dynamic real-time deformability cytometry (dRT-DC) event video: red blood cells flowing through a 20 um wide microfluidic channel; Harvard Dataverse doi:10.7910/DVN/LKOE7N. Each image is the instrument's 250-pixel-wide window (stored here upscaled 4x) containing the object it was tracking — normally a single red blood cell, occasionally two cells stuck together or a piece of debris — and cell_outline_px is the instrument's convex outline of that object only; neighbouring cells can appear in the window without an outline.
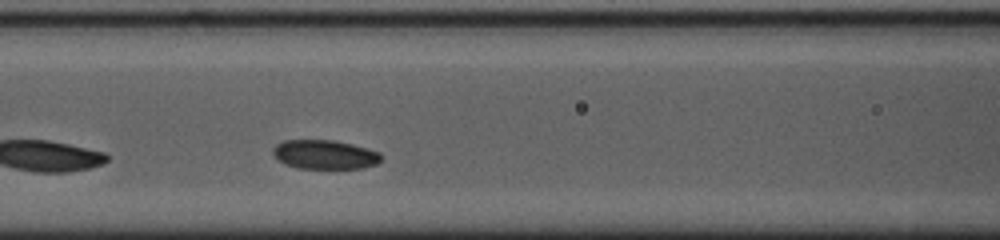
{"species": "common noctule bat (a hibernating species)", "species_latin": "Nyctalus noctula", "temperature_condition": "cold", "stored_images_in_passage": 29, "camera_frame_rate_fps": 3000, "um_per_image_px": 0.085, "animal": {"sex": "female", "body_mass_g": 23.0, "forearm_length_mm": 53.4}, "frame": {"image": 1, "passage_image": 9, "time_ms": 2.667, "image_size_px": [1000, 240], "cell_outline_px": [[380, 160], [376, 164], [364, 168], [300, 168], [284, 164], [272, 152], [272, 148], [276, 144], [284, 140], [332, 140], [352, 144], [368, 148], [380, 152]], "centroid_in_image_um": [27.6, 13.13], "position_along_channel_um": 139.0, "area_um2": 18.26}}
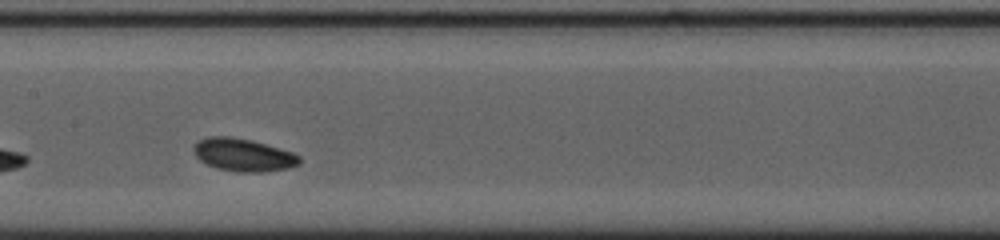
{"frame": {"image": 2, "passage_image": 13, "time_ms": 4.0, "image_size_px": [1000, 240], "cell_outline_px": [[300, 164], [288, 168], [264, 172], [236, 172], [216, 168], [200, 160], [196, 156], [192, 148], [200, 140], [208, 136], [228, 136], [252, 140], [292, 152], [300, 156]], "centroid_in_image_um": [20.68, 13.17], "position_along_channel_um": 186.7, "area_um2": 20.17}, "authors_computed_cell_mechanics": {"area_um2": 19.4208, "velocity_mm_per_s": 3.5841, "shape_relaxation_time_tau1_ms": null, "shape_relaxation_time_tau2_ms": 8.6547, "deformation_change_tau1": null, "deformation_change_tau2": 0.111}}